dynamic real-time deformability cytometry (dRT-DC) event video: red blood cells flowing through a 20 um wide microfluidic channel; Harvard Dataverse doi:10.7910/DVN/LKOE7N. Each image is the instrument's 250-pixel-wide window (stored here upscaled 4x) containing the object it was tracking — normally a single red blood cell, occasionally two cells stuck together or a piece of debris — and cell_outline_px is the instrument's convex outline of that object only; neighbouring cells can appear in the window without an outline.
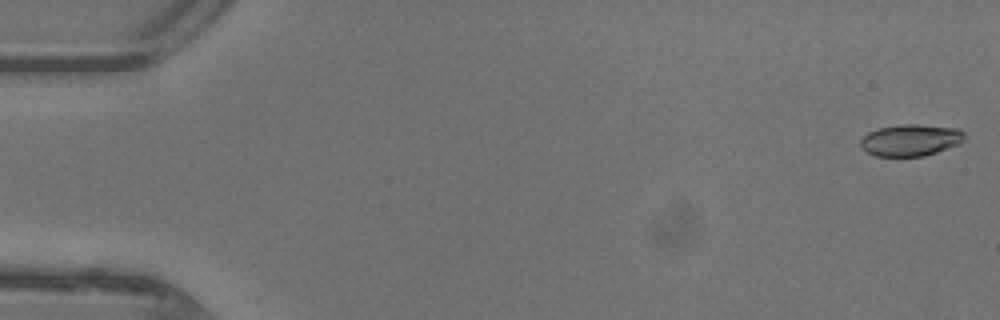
{"species": "common noctule bat (a hibernating species)", "species_latin": "Nyctalus noctula", "temperature_condition": "warm", "stored_images_in_passage": 47, "camera_frame_rate_fps": 3000, "um_per_image_px": 0.085, "animal": {"sex": "female"}, "frame": {"image": 1, "passage_image": 1, "time_ms": 0.0, "image_size_px": [1000, 320], "cell_outline_px": [[964, 140], [960, 144], [924, 156], [876, 156], [860, 148], [860, 140], [868, 132], [880, 128], [900, 124], [920, 124], [956, 128], [964, 132]], "centroid_in_image_um": [77.4, 11.91], "position_along_channel_um": 7.6, "area_um2": 19.25}}
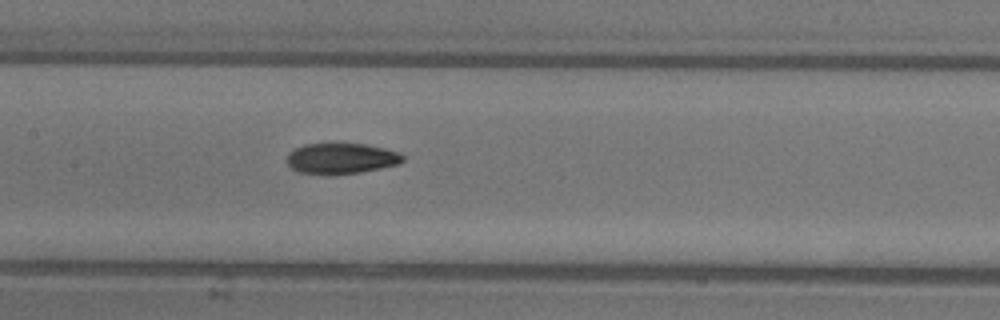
{"frame": {"image": 2, "passage_image": 23, "time_ms": 7.333, "image_size_px": [1000, 320], "cell_outline_px": [[404, 160], [400, 164], [360, 172], [300, 172], [292, 168], [288, 164], [288, 152], [304, 144], [364, 144], [384, 148], [400, 152], [404, 156]], "centroid_in_image_um": [29.07, 13.43], "position_along_channel_um": 178.3, "area_um2": 20.0}}
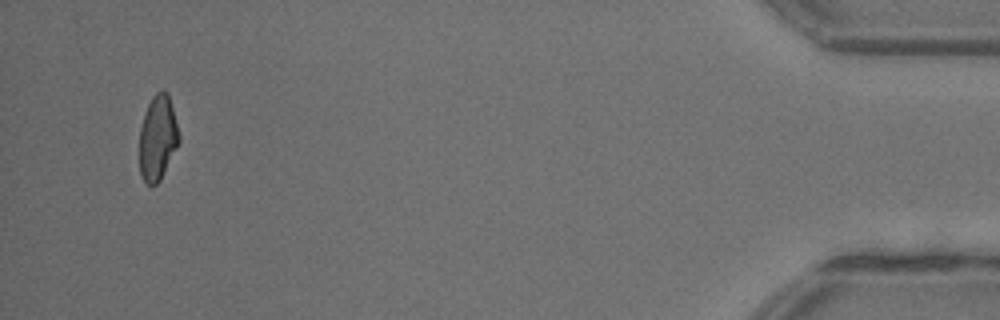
{"frame": {"image": 3, "passage_image": 45, "time_ms": 14.667, "image_size_px": [1000, 320], "cell_outline_px": [[180, 140], [160, 180], [156, 184], [148, 184], [144, 180], [140, 172], [140, 128], [148, 104], [152, 96], [160, 88], [164, 88], [168, 92], [180, 136]], "centroid_in_image_um": [13.41, 11.66], "position_along_channel_um": 421.8, "area_um2": 19.42}, "authors_computed_cell_mechanics": {"area_um2": 20.3456, "velocity_mm_per_s": 4.4561, "shape_relaxation_time_tau1_ms": 5.4413, "shape_relaxation_time_tau2_ms": 2.6691, "deformation_change_tau1": 0.166, "deformation_change_tau2": 0.0856}}